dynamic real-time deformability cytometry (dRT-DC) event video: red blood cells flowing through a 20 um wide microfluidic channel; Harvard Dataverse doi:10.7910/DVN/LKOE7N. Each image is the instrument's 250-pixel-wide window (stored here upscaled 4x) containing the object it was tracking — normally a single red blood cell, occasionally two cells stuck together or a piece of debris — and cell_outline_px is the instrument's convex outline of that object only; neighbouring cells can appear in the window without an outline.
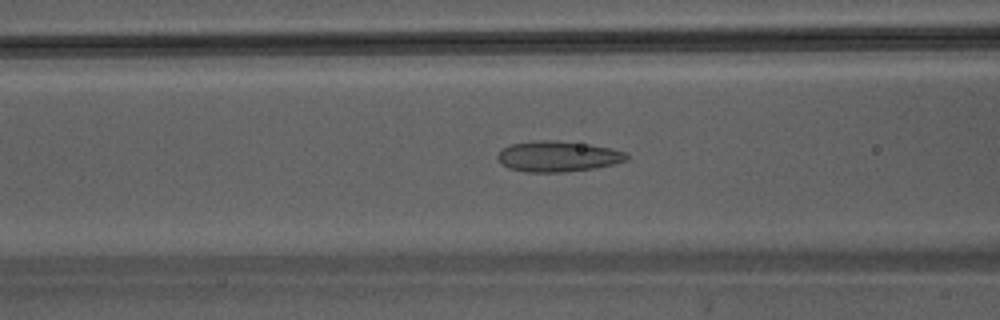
{"species": "Egyptian fruit bat (a non-hibernating species)", "species_latin": "Rousettus aegyptiacus", "temperature_condition": "warm", "stored_images_in_passage": 42, "camera_frame_rate_fps": 3000, "um_per_image_px": 0.085, "animal": {"sex": "male"}, "frame": {"image": 1, "passage_image": 18, "time_ms": 5.667, "image_size_px": [1000, 320], "cell_outline_px": [[628, 160], [612, 164], [592, 168], [564, 172], [528, 172], [508, 168], [500, 164], [496, 156], [504, 148], [512, 144], [532, 140], [556, 140], [588, 144], [608, 148], [624, 152], [628, 156]], "centroid_in_image_um": [47.37, 13.29], "position_along_channel_um": 119.2, "area_um2": 22.89}}
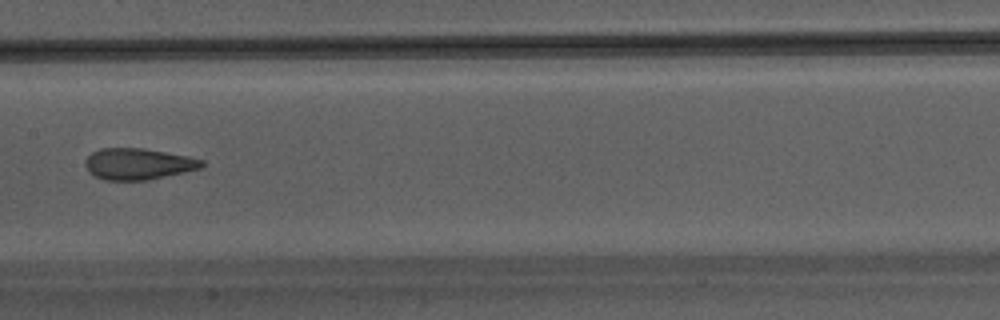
{"frame": {"image": 2, "passage_image": 23, "time_ms": 7.333, "image_size_px": [1000, 320], "cell_outline_px": [[204, 164], [200, 168], [184, 172], [144, 180], [104, 180], [88, 172], [84, 164], [88, 156], [92, 152], [104, 148], [144, 148], [188, 156], [204, 160]], "centroid_in_image_um": [11.73, 13.93], "position_along_channel_um": 195.7, "area_um2": 21.1}}
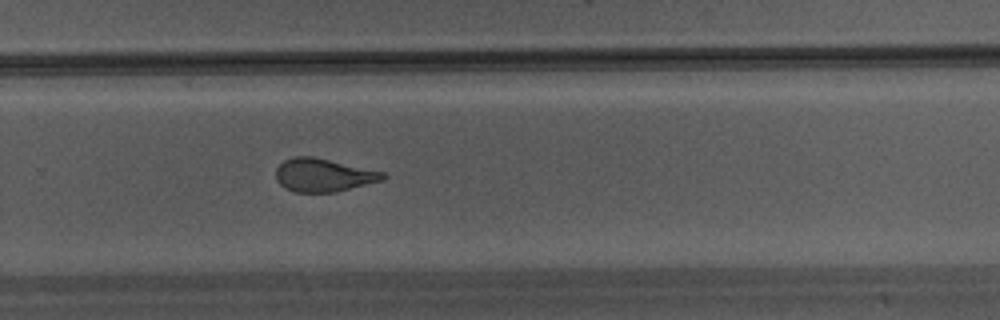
{"frame": {"image": 3, "passage_image": 30, "time_ms": 9.667, "image_size_px": [1000, 320], "cell_outline_px": [[388, 176], [384, 180], [336, 192], [296, 192], [284, 188], [276, 180], [276, 168], [284, 160], [292, 156], [312, 156], [384, 172]], "centroid_in_image_um": [27.48, 14.88], "position_along_channel_um": 302.3, "area_um2": 20.75}}